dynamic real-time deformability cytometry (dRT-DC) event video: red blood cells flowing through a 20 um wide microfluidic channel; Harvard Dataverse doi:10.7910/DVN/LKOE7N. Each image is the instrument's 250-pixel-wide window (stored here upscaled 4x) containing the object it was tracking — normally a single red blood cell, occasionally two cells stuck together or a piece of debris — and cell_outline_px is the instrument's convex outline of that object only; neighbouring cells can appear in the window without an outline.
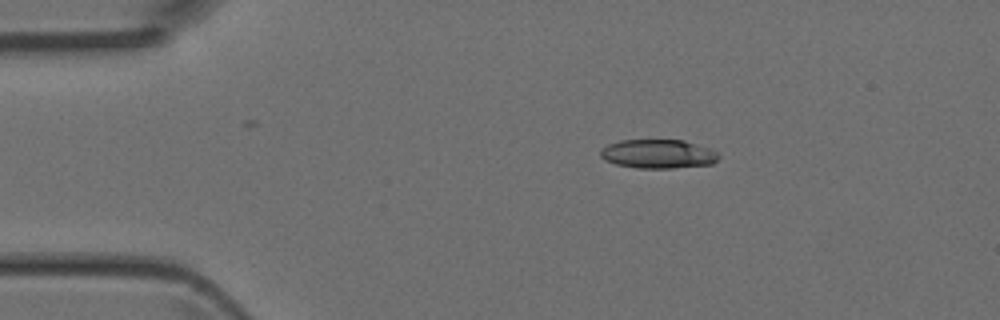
{"species": "Egyptian fruit bat (a non-hibernating species)", "species_latin": "Rousettus aegyptiacus", "temperature_condition": "room temperature", "stored_images_in_passage": 4, "camera_frame_rate_fps": 3000, "um_per_image_px": 0.085, "animal": {"sex": "female"}, "frame": {"image": 1, "passage_image": 2, "time_ms": 0.333, "image_size_px": [1000, 320], "cell_outline_px": [[720, 156], [712, 164], [672, 168], [636, 168], [616, 164], [604, 160], [600, 156], [600, 148], [608, 144], [620, 140], [684, 140], [708, 148], [716, 152]], "centroid_in_image_um": [55.89, 13.08], "position_along_channel_um": 29.1, "area_um2": 19.94}}
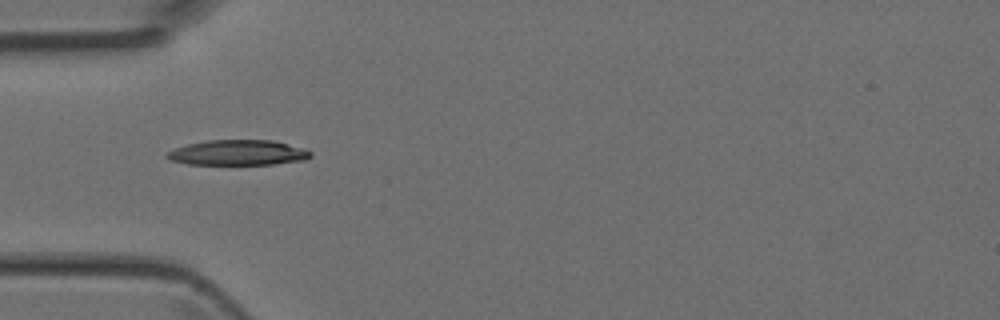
{"frame": {"image": 2, "passage_image": 3, "time_ms": 0.667, "image_size_px": [1000, 320], "cell_outline_px": [[312, 156], [304, 160], [272, 164], [188, 164], [168, 160], [164, 156], [168, 152], [176, 148], [188, 144], [208, 140], [272, 140], [304, 148], [312, 152]], "centroid_in_image_um": [20.22, 12.98], "position_along_channel_um": 64.8, "area_um2": 21.1}}
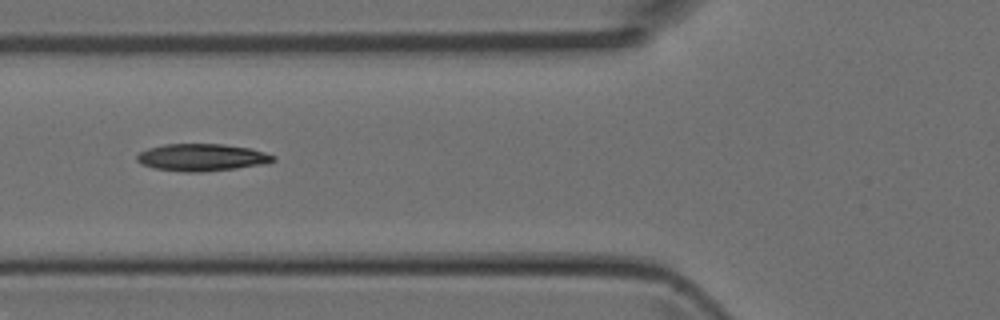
{"frame": {"image": 3, "passage_image": 4, "time_ms": 1.0, "image_size_px": [1000, 320], "cell_outline_px": [[276, 160], [268, 164], [236, 168], [200, 172], [184, 172], [152, 168], [140, 164], [136, 160], [136, 156], [140, 152], [148, 148], [164, 144], [224, 144], [252, 148], [276, 156]], "centroid_in_image_um": [17.17, 13.38], "position_along_channel_um": 108.6, "area_um2": 21.91}}